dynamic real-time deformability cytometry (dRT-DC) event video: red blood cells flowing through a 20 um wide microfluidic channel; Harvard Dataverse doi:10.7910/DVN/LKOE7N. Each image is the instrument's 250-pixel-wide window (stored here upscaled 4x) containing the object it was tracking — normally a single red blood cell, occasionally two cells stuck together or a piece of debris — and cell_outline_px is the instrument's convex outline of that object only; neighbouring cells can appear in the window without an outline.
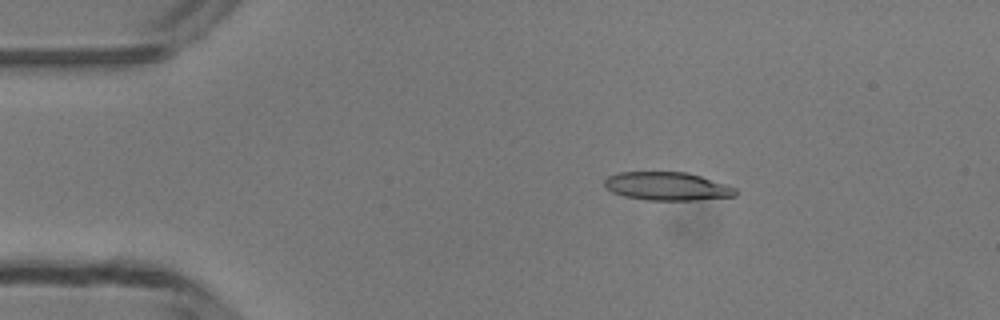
{"species": "common noctule bat (a hibernating species)", "species_latin": "Nyctalus noctula", "temperature_condition": "room temperature", "stored_images_in_passage": 44, "camera_frame_rate_fps": 3000, "um_per_image_px": 0.085, "animal": {"sex": "male", "body_mass_g": 13.3}, "frame": {"image": 1, "passage_image": 4, "time_ms": 1.0, "image_size_px": [1000, 320], "cell_outline_px": [[736, 196], [692, 200], [648, 200], [624, 196], [612, 192], [604, 188], [604, 180], [608, 176], [620, 172], [688, 172], [728, 184], [736, 188]], "centroid_in_image_um": [56.7, 15.82], "position_along_channel_um": 28.3, "area_um2": 21.73}}
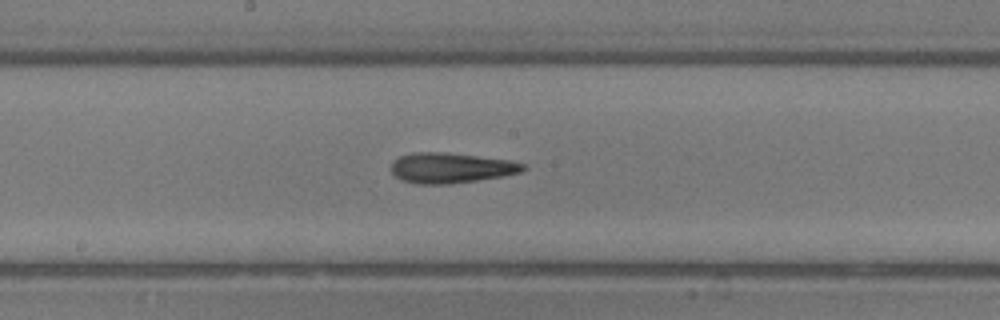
{"frame": {"image": 2, "passage_image": 21, "time_ms": 6.667, "image_size_px": [1000, 320], "cell_outline_px": [[528, 168], [520, 172], [504, 176], [448, 184], [416, 184], [400, 180], [392, 172], [392, 160], [400, 156], [412, 152], [444, 152], [508, 160], [524, 164]], "centroid_in_image_um": [38.29, 14.27], "position_along_channel_um": 209.9, "area_um2": 23.24}}
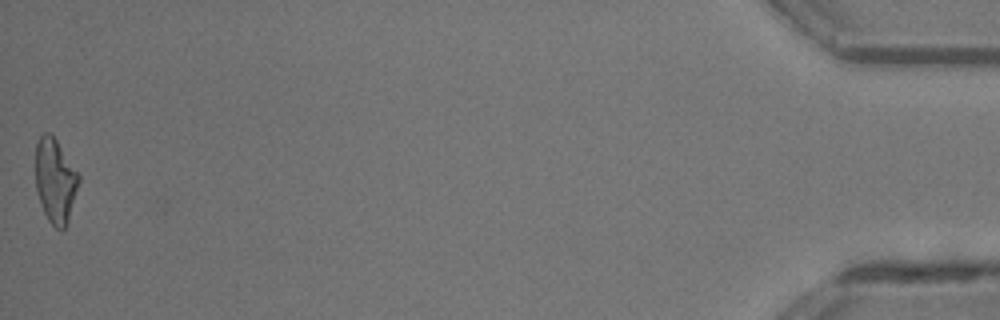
{"frame": {"image": 3, "passage_image": 44, "time_ms": 14.333, "image_size_px": [1000, 320], "cell_outline_px": [[80, 180], [68, 220], [64, 228], [60, 232], [48, 220], [44, 212], [36, 188], [36, 144], [40, 136], [44, 132], [48, 132], [56, 140], [80, 176]], "centroid_in_image_um": [4.69, 15.37], "position_along_channel_um": 430.5, "area_um2": 20.87}, "authors_computed_cell_mechanics": {"area_um2": 22.0218, "velocity_mm_per_s": 4.229, "shape_relaxation_time_tau1_ms": 8.5776, "shape_relaxation_time_tau2_ms": 3.7155, "deformation_change_tau1": 0.2302, "deformation_change_tau2": 0.1859}}